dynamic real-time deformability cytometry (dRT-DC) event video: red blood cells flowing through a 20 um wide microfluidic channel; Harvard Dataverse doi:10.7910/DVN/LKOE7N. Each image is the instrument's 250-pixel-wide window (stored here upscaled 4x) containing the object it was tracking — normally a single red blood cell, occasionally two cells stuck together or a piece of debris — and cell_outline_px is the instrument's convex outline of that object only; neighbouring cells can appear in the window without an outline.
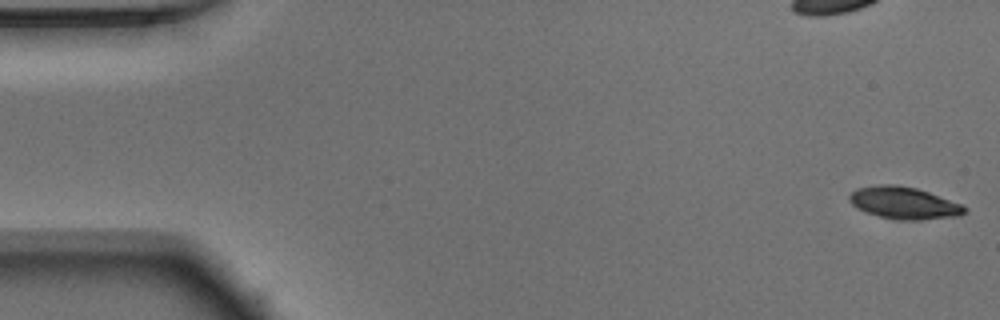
{"species": "Egyptian fruit bat (a non-hibernating species)", "species_latin": "Rousettus aegyptiacus", "temperature_condition": "warm", "stored_images_in_passage": 51, "camera_frame_rate_fps": 3000, "um_per_image_px": 0.085, "animal": {"sex": "male"}, "frame": {"image": 1, "passage_image": 1, "time_ms": 0.0, "image_size_px": [1000, 320], "cell_outline_px": [[968, 212], [960, 216], [916, 220], [900, 220], [880, 216], [856, 208], [848, 200], [848, 196], [856, 188], [876, 184], [896, 184], [916, 188], [928, 192], [960, 204], [968, 208]], "centroid_in_image_um": [76.82, 17.24], "position_along_channel_um": 8.2, "area_um2": 21.56}}
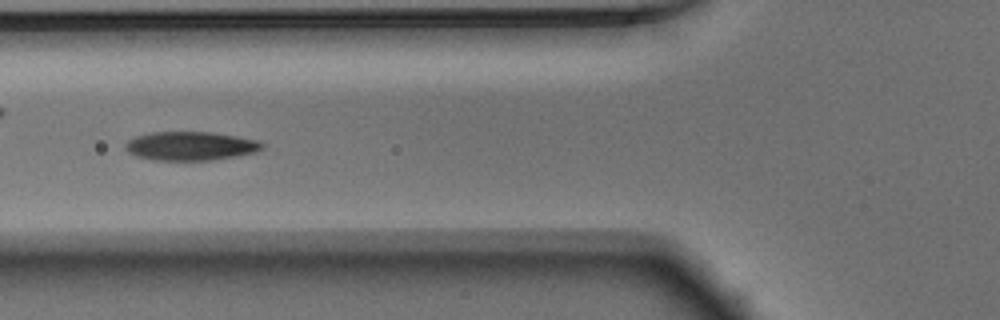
{"frame": {"image": 2, "passage_image": 19, "time_ms": 6.0, "image_size_px": [1000, 320], "cell_outline_px": [[264, 148], [256, 152], [236, 156], [212, 160], [152, 160], [136, 156], [128, 152], [124, 148], [124, 144], [128, 140], [136, 136], [148, 132], [212, 132], [260, 140], [264, 144]], "centroid_in_image_um": [16.19, 12.4], "position_along_channel_um": 109.6, "area_um2": 23.18}}
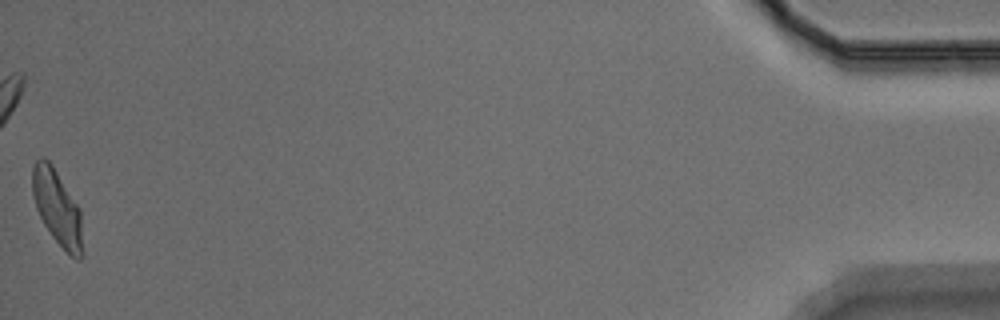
{"frame": {"image": 3, "passage_image": 51, "time_ms": 16.667, "image_size_px": [1000, 320], "cell_outline_px": [[84, 256], [80, 260], [76, 260], [52, 236], [44, 224], [36, 208], [32, 192], [32, 168], [36, 160], [40, 156], [44, 156], [52, 164], [80, 208], [84, 252]], "centroid_in_image_um": [4.88, 17.65], "position_along_channel_um": 430.3, "area_um2": 22.2}, "authors_computed_cell_mechanics": {"area_um2": 22.1952, "velocity_mm_per_s": 3.9261, "shape_relaxation_time_tau1_ms": 2.8711, "shape_relaxation_time_tau2_ms": 1.4376, "deformation_change_tau1": 0.146, "deformation_change_tau2": 0.0666}}